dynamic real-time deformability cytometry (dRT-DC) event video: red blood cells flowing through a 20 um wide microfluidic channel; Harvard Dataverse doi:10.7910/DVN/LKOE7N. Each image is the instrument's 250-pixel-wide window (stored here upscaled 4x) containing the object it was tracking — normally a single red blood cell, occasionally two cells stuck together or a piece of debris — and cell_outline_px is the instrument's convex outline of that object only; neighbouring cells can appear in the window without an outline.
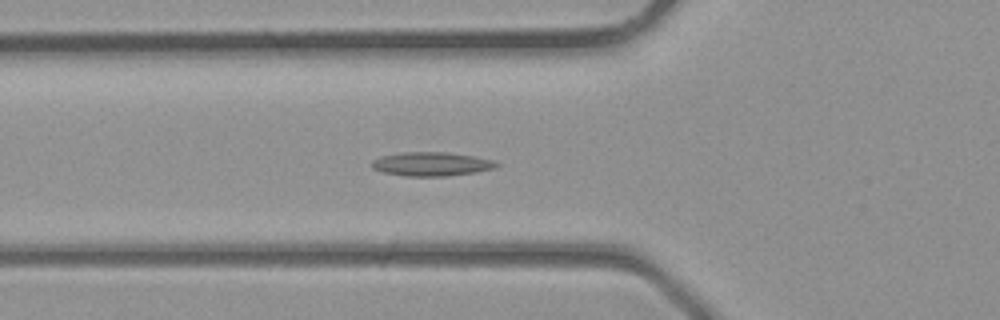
{"species": "common noctule bat (a hibernating species)", "species_latin": "Nyctalus noctula", "temperature_condition": "room temperature", "stored_images_in_passage": 38, "segment_of_instrument_passage": [1, 2], "camera_frame_rate_fps": 3000, "um_per_image_px": 0.085, "animal": {"sex": "male", "body_mass_g": 23.1, "forearm_length_mm": 52.7}, "frame": {"image": 1, "passage_image": 13, "time_ms": 4.0, "image_size_px": [1000, 320], "cell_outline_px": [[500, 164], [496, 168], [476, 172], [448, 176], [404, 176], [384, 172], [372, 168], [372, 160], [380, 156], [400, 152], [448, 152], [472, 156], [492, 160]], "centroid_in_image_um": [36.66, 13.94], "position_along_channel_um": 89.1, "area_um2": 17.4}}
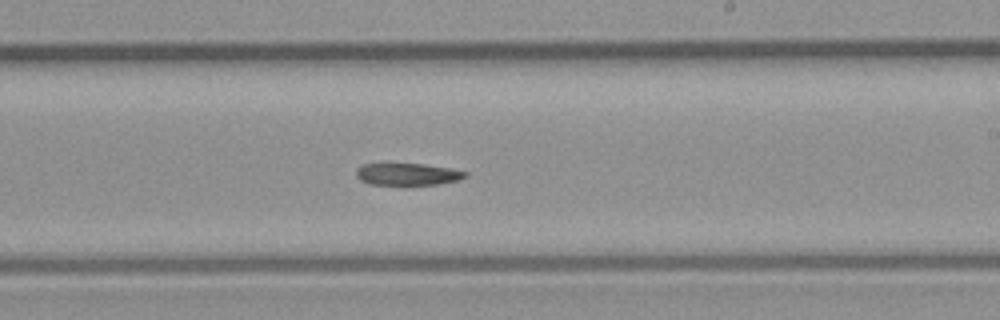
{"frame": {"image": 2, "passage_image": 22, "time_ms": 7.0, "image_size_px": [1000, 320], "cell_outline_px": [[468, 176], [460, 180], [436, 184], [368, 184], [360, 180], [356, 176], [356, 168], [364, 164], [384, 160], [388, 160], [424, 164], [452, 168], [468, 172]], "centroid_in_image_um": [34.58, 14.74], "position_along_channel_um": 254.4, "area_um2": 14.91}}
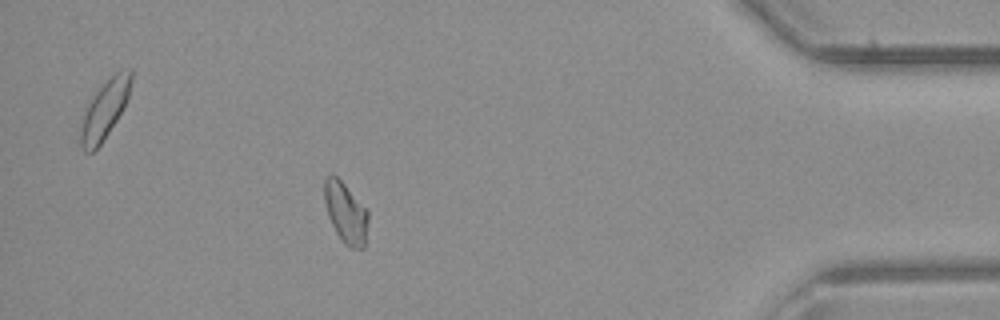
{"frame": {"image": 3, "passage_image": 33, "time_ms": 10.667, "image_size_px": [1000, 320], "cell_outline_px": [[368, 220], [364, 248], [352, 248], [344, 244], [336, 232], [328, 216], [324, 200], [324, 176], [332, 172], [368, 208]], "centroid_in_image_um": [29.38, 18.04], "position_along_channel_um": 405.8, "area_um2": 15.72}}